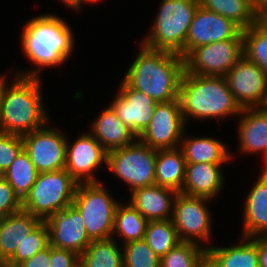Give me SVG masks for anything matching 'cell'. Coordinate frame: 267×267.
<instances>
[{"label": "cell", "instance_id": "obj_1", "mask_svg": "<svg viewBox=\"0 0 267 267\" xmlns=\"http://www.w3.org/2000/svg\"><path fill=\"white\" fill-rule=\"evenodd\" d=\"M21 34L23 53L38 68L16 72V75L42 77L41 69L60 66L73 53V32L67 22L56 15L35 16L27 21Z\"/></svg>", "mask_w": 267, "mask_h": 267}, {"label": "cell", "instance_id": "obj_2", "mask_svg": "<svg viewBox=\"0 0 267 267\" xmlns=\"http://www.w3.org/2000/svg\"><path fill=\"white\" fill-rule=\"evenodd\" d=\"M139 50L123 80L157 103L179 99L184 58L177 53L147 48L141 43Z\"/></svg>", "mask_w": 267, "mask_h": 267}, {"label": "cell", "instance_id": "obj_3", "mask_svg": "<svg viewBox=\"0 0 267 267\" xmlns=\"http://www.w3.org/2000/svg\"><path fill=\"white\" fill-rule=\"evenodd\" d=\"M5 76L0 101V132L22 136L48 123L50 119L42 103L41 78L15 75L8 86Z\"/></svg>", "mask_w": 267, "mask_h": 267}, {"label": "cell", "instance_id": "obj_4", "mask_svg": "<svg viewBox=\"0 0 267 267\" xmlns=\"http://www.w3.org/2000/svg\"><path fill=\"white\" fill-rule=\"evenodd\" d=\"M179 100L185 123L188 118L207 120L240 116L242 108L229 90L225 77L183 73Z\"/></svg>", "mask_w": 267, "mask_h": 267}, {"label": "cell", "instance_id": "obj_5", "mask_svg": "<svg viewBox=\"0 0 267 267\" xmlns=\"http://www.w3.org/2000/svg\"><path fill=\"white\" fill-rule=\"evenodd\" d=\"M198 6V0H161L151 31L140 43L184 58L185 40Z\"/></svg>", "mask_w": 267, "mask_h": 267}, {"label": "cell", "instance_id": "obj_6", "mask_svg": "<svg viewBox=\"0 0 267 267\" xmlns=\"http://www.w3.org/2000/svg\"><path fill=\"white\" fill-rule=\"evenodd\" d=\"M78 183L64 169L38 174L22 200V210L42 221L72 205Z\"/></svg>", "mask_w": 267, "mask_h": 267}, {"label": "cell", "instance_id": "obj_7", "mask_svg": "<svg viewBox=\"0 0 267 267\" xmlns=\"http://www.w3.org/2000/svg\"><path fill=\"white\" fill-rule=\"evenodd\" d=\"M118 202L101 182L78 183L72 205L83 217L91 241L112 237Z\"/></svg>", "mask_w": 267, "mask_h": 267}, {"label": "cell", "instance_id": "obj_8", "mask_svg": "<svg viewBox=\"0 0 267 267\" xmlns=\"http://www.w3.org/2000/svg\"><path fill=\"white\" fill-rule=\"evenodd\" d=\"M157 150L138 139L125 147L107 152V168L133 190L155 184Z\"/></svg>", "mask_w": 267, "mask_h": 267}, {"label": "cell", "instance_id": "obj_9", "mask_svg": "<svg viewBox=\"0 0 267 267\" xmlns=\"http://www.w3.org/2000/svg\"><path fill=\"white\" fill-rule=\"evenodd\" d=\"M243 57L242 31L234 38L192 49L184 57L185 72L224 77Z\"/></svg>", "mask_w": 267, "mask_h": 267}, {"label": "cell", "instance_id": "obj_10", "mask_svg": "<svg viewBox=\"0 0 267 267\" xmlns=\"http://www.w3.org/2000/svg\"><path fill=\"white\" fill-rule=\"evenodd\" d=\"M210 198L190 196L179 192L173 205L171 218L180 241L201 244L211 238L212 217L206 205ZM207 202V203H206Z\"/></svg>", "mask_w": 267, "mask_h": 267}, {"label": "cell", "instance_id": "obj_11", "mask_svg": "<svg viewBox=\"0 0 267 267\" xmlns=\"http://www.w3.org/2000/svg\"><path fill=\"white\" fill-rule=\"evenodd\" d=\"M185 128L179 99L157 103L152 119L138 140L155 150L177 148Z\"/></svg>", "mask_w": 267, "mask_h": 267}, {"label": "cell", "instance_id": "obj_12", "mask_svg": "<svg viewBox=\"0 0 267 267\" xmlns=\"http://www.w3.org/2000/svg\"><path fill=\"white\" fill-rule=\"evenodd\" d=\"M50 122L22 135L23 149L39 173L65 168L67 138L60 130L48 126Z\"/></svg>", "mask_w": 267, "mask_h": 267}, {"label": "cell", "instance_id": "obj_13", "mask_svg": "<svg viewBox=\"0 0 267 267\" xmlns=\"http://www.w3.org/2000/svg\"><path fill=\"white\" fill-rule=\"evenodd\" d=\"M236 102L243 108H264L267 74L244 56L224 76Z\"/></svg>", "mask_w": 267, "mask_h": 267}, {"label": "cell", "instance_id": "obj_14", "mask_svg": "<svg viewBox=\"0 0 267 267\" xmlns=\"http://www.w3.org/2000/svg\"><path fill=\"white\" fill-rule=\"evenodd\" d=\"M101 164L107 166V151L90 132L73 144L67 139L65 170L77 183L101 182L94 173Z\"/></svg>", "mask_w": 267, "mask_h": 267}, {"label": "cell", "instance_id": "obj_15", "mask_svg": "<svg viewBox=\"0 0 267 267\" xmlns=\"http://www.w3.org/2000/svg\"><path fill=\"white\" fill-rule=\"evenodd\" d=\"M49 230V245L75 252L79 256L92 242L80 212L70 205L45 220Z\"/></svg>", "mask_w": 267, "mask_h": 267}, {"label": "cell", "instance_id": "obj_16", "mask_svg": "<svg viewBox=\"0 0 267 267\" xmlns=\"http://www.w3.org/2000/svg\"><path fill=\"white\" fill-rule=\"evenodd\" d=\"M241 31L232 20L198 6L185 40V56L200 46L234 39Z\"/></svg>", "mask_w": 267, "mask_h": 267}, {"label": "cell", "instance_id": "obj_17", "mask_svg": "<svg viewBox=\"0 0 267 267\" xmlns=\"http://www.w3.org/2000/svg\"><path fill=\"white\" fill-rule=\"evenodd\" d=\"M157 102L129 86L124 80L110 106L124 124L138 137L148 126Z\"/></svg>", "mask_w": 267, "mask_h": 267}, {"label": "cell", "instance_id": "obj_18", "mask_svg": "<svg viewBox=\"0 0 267 267\" xmlns=\"http://www.w3.org/2000/svg\"><path fill=\"white\" fill-rule=\"evenodd\" d=\"M178 192L151 185L133 190L130 204L148 221L168 220L173 216V205Z\"/></svg>", "mask_w": 267, "mask_h": 267}, {"label": "cell", "instance_id": "obj_19", "mask_svg": "<svg viewBox=\"0 0 267 267\" xmlns=\"http://www.w3.org/2000/svg\"><path fill=\"white\" fill-rule=\"evenodd\" d=\"M91 125L90 133L107 152L128 146L138 139L110 105L101 111Z\"/></svg>", "mask_w": 267, "mask_h": 267}, {"label": "cell", "instance_id": "obj_20", "mask_svg": "<svg viewBox=\"0 0 267 267\" xmlns=\"http://www.w3.org/2000/svg\"><path fill=\"white\" fill-rule=\"evenodd\" d=\"M222 165L210 163L186 164L181 193L190 196L216 198L224 185Z\"/></svg>", "mask_w": 267, "mask_h": 267}, {"label": "cell", "instance_id": "obj_21", "mask_svg": "<svg viewBox=\"0 0 267 267\" xmlns=\"http://www.w3.org/2000/svg\"><path fill=\"white\" fill-rule=\"evenodd\" d=\"M239 121L238 139L240 152L254 154L267 152V110L243 108Z\"/></svg>", "mask_w": 267, "mask_h": 267}, {"label": "cell", "instance_id": "obj_22", "mask_svg": "<svg viewBox=\"0 0 267 267\" xmlns=\"http://www.w3.org/2000/svg\"><path fill=\"white\" fill-rule=\"evenodd\" d=\"M242 237L267 236V175L260 174L244 202Z\"/></svg>", "mask_w": 267, "mask_h": 267}, {"label": "cell", "instance_id": "obj_23", "mask_svg": "<svg viewBox=\"0 0 267 267\" xmlns=\"http://www.w3.org/2000/svg\"><path fill=\"white\" fill-rule=\"evenodd\" d=\"M41 219L20 210L2 218L0 223V262H7L25 237L40 223Z\"/></svg>", "mask_w": 267, "mask_h": 267}, {"label": "cell", "instance_id": "obj_24", "mask_svg": "<svg viewBox=\"0 0 267 267\" xmlns=\"http://www.w3.org/2000/svg\"><path fill=\"white\" fill-rule=\"evenodd\" d=\"M180 148L186 164L210 163L223 165L232 154L224 142L212 137H187L183 134ZM230 152V153H229Z\"/></svg>", "mask_w": 267, "mask_h": 267}, {"label": "cell", "instance_id": "obj_25", "mask_svg": "<svg viewBox=\"0 0 267 267\" xmlns=\"http://www.w3.org/2000/svg\"><path fill=\"white\" fill-rule=\"evenodd\" d=\"M186 160L180 147L157 150L155 184L180 192L185 177Z\"/></svg>", "mask_w": 267, "mask_h": 267}, {"label": "cell", "instance_id": "obj_26", "mask_svg": "<svg viewBox=\"0 0 267 267\" xmlns=\"http://www.w3.org/2000/svg\"><path fill=\"white\" fill-rule=\"evenodd\" d=\"M206 249L225 267H259L257 236L243 237L230 247L208 245Z\"/></svg>", "mask_w": 267, "mask_h": 267}, {"label": "cell", "instance_id": "obj_27", "mask_svg": "<svg viewBox=\"0 0 267 267\" xmlns=\"http://www.w3.org/2000/svg\"><path fill=\"white\" fill-rule=\"evenodd\" d=\"M147 223L148 220L130 203H119L115 210L112 238L119 236L123 245L144 239Z\"/></svg>", "mask_w": 267, "mask_h": 267}, {"label": "cell", "instance_id": "obj_28", "mask_svg": "<svg viewBox=\"0 0 267 267\" xmlns=\"http://www.w3.org/2000/svg\"><path fill=\"white\" fill-rule=\"evenodd\" d=\"M114 238L92 241L79 256V267H123V251Z\"/></svg>", "mask_w": 267, "mask_h": 267}, {"label": "cell", "instance_id": "obj_29", "mask_svg": "<svg viewBox=\"0 0 267 267\" xmlns=\"http://www.w3.org/2000/svg\"><path fill=\"white\" fill-rule=\"evenodd\" d=\"M199 6L232 20L242 30L257 22L250 0H198Z\"/></svg>", "mask_w": 267, "mask_h": 267}, {"label": "cell", "instance_id": "obj_30", "mask_svg": "<svg viewBox=\"0 0 267 267\" xmlns=\"http://www.w3.org/2000/svg\"><path fill=\"white\" fill-rule=\"evenodd\" d=\"M39 172L24 151L16 157L5 172V180L12 186L21 200L30 192Z\"/></svg>", "mask_w": 267, "mask_h": 267}, {"label": "cell", "instance_id": "obj_31", "mask_svg": "<svg viewBox=\"0 0 267 267\" xmlns=\"http://www.w3.org/2000/svg\"><path fill=\"white\" fill-rule=\"evenodd\" d=\"M144 240L159 258L181 242L171 219L148 221Z\"/></svg>", "mask_w": 267, "mask_h": 267}, {"label": "cell", "instance_id": "obj_32", "mask_svg": "<svg viewBox=\"0 0 267 267\" xmlns=\"http://www.w3.org/2000/svg\"><path fill=\"white\" fill-rule=\"evenodd\" d=\"M242 34L243 56L267 74V30L256 22L243 29Z\"/></svg>", "mask_w": 267, "mask_h": 267}, {"label": "cell", "instance_id": "obj_33", "mask_svg": "<svg viewBox=\"0 0 267 267\" xmlns=\"http://www.w3.org/2000/svg\"><path fill=\"white\" fill-rule=\"evenodd\" d=\"M206 250L203 244L181 241L161 258L160 267H200Z\"/></svg>", "mask_w": 267, "mask_h": 267}, {"label": "cell", "instance_id": "obj_34", "mask_svg": "<svg viewBox=\"0 0 267 267\" xmlns=\"http://www.w3.org/2000/svg\"><path fill=\"white\" fill-rule=\"evenodd\" d=\"M49 246V230L45 221H42L24 241L17 247L15 254L7 263L19 266L24 261L33 257L36 253Z\"/></svg>", "mask_w": 267, "mask_h": 267}, {"label": "cell", "instance_id": "obj_35", "mask_svg": "<svg viewBox=\"0 0 267 267\" xmlns=\"http://www.w3.org/2000/svg\"><path fill=\"white\" fill-rule=\"evenodd\" d=\"M123 267H160V260L148 243L137 240L122 246Z\"/></svg>", "mask_w": 267, "mask_h": 267}, {"label": "cell", "instance_id": "obj_36", "mask_svg": "<svg viewBox=\"0 0 267 267\" xmlns=\"http://www.w3.org/2000/svg\"><path fill=\"white\" fill-rule=\"evenodd\" d=\"M22 150L21 135L0 132V169L6 172Z\"/></svg>", "mask_w": 267, "mask_h": 267}, {"label": "cell", "instance_id": "obj_37", "mask_svg": "<svg viewBox=\"0 0 267 267\" xmlns=\"http://www.w3.org/2000/svg\"><path fill=\"white\" fill-rule=\"evenodd\" d=\"M22 209V200L4 179L0 182V216L6 217Z\"/></svg>", "mask_w": 267, "mask_h": 267}, {"label": "cell", "instance_id": "obj_38", "mask_svg": "<svg viewBox=\"0 0 267 267\" xmlns=\"http://www.w3.org/2000/svg\"><path fill=\"white\" fill-rule=\"evenodd\" d=\"M49 267H79V255L70 250L50 246Z\"/></svg>", "mask_w": 267, "mask_h": 267}, {"label": "cell", "instance_id": "obj_39", "mask_svg": "<svg viewBox=\"0 0 267 267\" xmlns=\"http://www.w3.org/2000/svg\"><path fill=\"white\" fill-rule=\"evenodd\" d=\"M50 264V245L44 250L36 253L30 259L24 261L19 267H49Z\"/></svg>", "mask_w": 267, "mask_h": 267}, {"label": "cell", "instance_id": "obj_40", "mask_svg": "<svg viewBox=\"0 0 267 267\" xmlns=\"http://www.w3.org/2000/svg\"><path fill=\"white\" fill-rule=\"evenodd\" d=\"M259 267H267V236H257Z\"/></svg>", "mask_w": 267, "mask_h": 267}, {"label": "cell", "instance_id": "obj_41", "mask_svg": "<svg viewBox=\"0 0 267 267\" xmlns=\"http://www.w3.org/2000/svg\"><path fill=\"white\" fill-rule=\"evenodd\" d=\"M200 267H225L208 250L202 256Z\"/></svg>", "mask_w": 267, "mask_h": 267}, {"label": "cell", "instance_id": "obj_42", "mask_svg": "<svg viewBox=\"0 0 267 267\" xmlns=\"http://www.w3.org/2000/svg\"><path fill=\"white\" fill-rule=\"evenodd\" d=\"M257 23L267 30V6L257 12Z\"/></svg>", "mask_w": 267, "mask_h": 267}, {"label": "cell", "instance_id": "obj_43", "mask_svg": "<svg viewBox=\"0 0 267 267\" xmlns=\"http://www.w3.org/2000/svg\"><path fill=\"white\" fill-rule=\"evenodd\" d=\"M253 9L258 12L260 11L263 7L267 6V0H250Z\"/></svg>", "mask_w": 267, "mask_h": 267}, {"label": "cell", "instance_id": "obj_44", "mask_svg": "<svg viewBox=\"0 0 267 267\" xmlns=\"http://www.w3.org/2000/svg\"><path fill=\"white\" fill-rule=\"evenodd\" d=\"M62 3L66 4L70 9L80 10V0H60Z\"/></svg>", "mask_w": 267, "mask_h": 267}, {"label": "cell", "instance_id": "obj_45", "mask_svg": "<svg viewBox=\"0 0 267 267\" xmlns=\"http://www.w3.org/2000/svg\"><path fill=\"white\" fill-rule=\"evenodd\" d=\"M102 0H80V8H82V5L86 2H90V3H96V2H100Z\"/></svg>", "mask_w": 267, "mask_h": 267}, {"label": "cell", "instance_id": "obj_46", "mask_svg": "<svg viewBox=\"0 0 267 267\" xmlns=\"http://www.w3.org/2000/svg\"><path fill=\"white\" fill-rule=\"evenodd\" d=\"M0 267H19V266L11 265L7 262H0Z\"/></svg>", "mask_w": 267, "mask_h": 267}, {"label": "cell", "instance_id": "obj_47", "mask_svg": "<svg viewBox=\"0 0 267 267\" xmlns=\"http://www.w3.org/2000/svg\"><path fill=\"white\" fill-rule=\"evenodd\" d=\"M2 88H3V76H0V101L2 96Z\"/></svg>", "mask_w": 267, "mask_h": 267}, {"label": "cell", "instance_id": "obj_48", "mask_svg": "<svg viewBox=\"0 0 267 267\" xmlns=\"http://www.w3.org/2000/svg\"><path fill=\"white\" fill-rule=\"evenodd\" d=\"M264 158L266 159V163H267V152L265 153ZM261 174H266L267 175V167H265V168L262 169V173Z\"/></svg>", "mask_w": 267, "mask_h": 267}, {"label": "cell", "instance_id": "obj_49", "mask_svg": "<svg viewBox=\"0 0 267 267\" xmlns=\"http://www.w3.org/2000/svg\"><path fill=\"white\" fill-rule=\"evenodd\" d=\"M5 179V172L0 169V182Z\"/></svg>", "mask_w": 267, "mask_h": 267}, {"label": "cell", "instance_id": "obj_50", "mask_svg": "<svg viewBox=\"0 0 267 267\" xmlns=\"http://www.w3.org/2000/svg\"><path fill=\"white\" fill-rule=\"evenodd\" d=\"M264 108L267 110V101H266V104H265Z\"/></svg>", "mask_w": 267, "mask_h": 267}]
</instances>
